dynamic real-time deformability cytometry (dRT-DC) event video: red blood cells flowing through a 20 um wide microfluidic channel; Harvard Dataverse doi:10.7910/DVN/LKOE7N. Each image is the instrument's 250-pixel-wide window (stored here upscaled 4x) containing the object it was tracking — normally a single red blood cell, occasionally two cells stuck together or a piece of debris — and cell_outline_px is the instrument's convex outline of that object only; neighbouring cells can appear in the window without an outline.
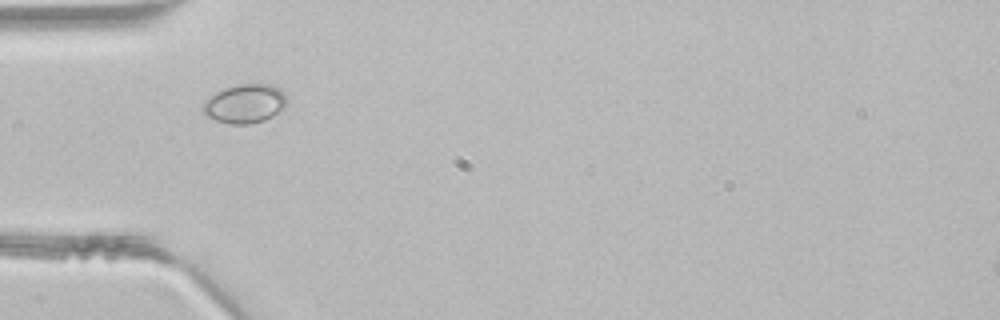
{"species": "common noctule bat (a hibernating species)", "species_latin": "Nyctalus noctula", "temperature_condition": "room temperature", "stored_images_in_passage": 33, "segment_of_instrument_passage": [1, 2], "camera_frame_rate_fps": 3000, "um_per_image_px": 0.085, "animal": {"sex": "male", "body_mass_g": 21.5, "forearm_length_mm": 52.0}, "frame": {"image": 1, "passage_image": 1, "time_ms": 0.0, "image_size_px": [1000, 320], "cell_outline_px": [[288, 104], [284, 108], [272, 116], [264, 120], [252, 124], [232, 124], [216, 120], [208, 116], [204, 112], [204, 104], [216, 92], [224, 88], [240, 84], [272, 84], [280, 88], [284, 92], [288, 100]], "centroid_in_image_um": [20.9, 8.8], "position_along_channel_um": 64.1, "area_um2": 18.9}}
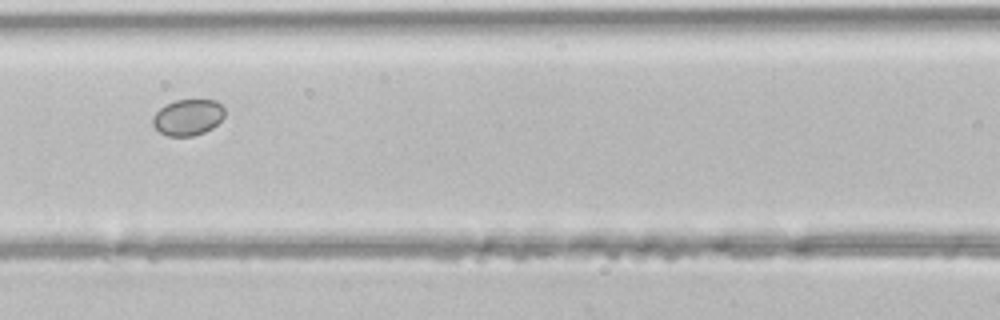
{"frame": {"image": 2, "passage_image": 7, "time_ms": 2.0, "image_size_px": [1000, 320], "cell_outline_px": [[224, 116], [212, 128], [204, 132], [192, 136], [168, 136], [160, 132], [152, 124], [152, 116], [164, 104], [176, 100], [216, 100], [224, 108]], "centroid_in_image_um": [15.95, 9.96], "position_along_channel_um": 150.7, "area_um2": 15.14}}
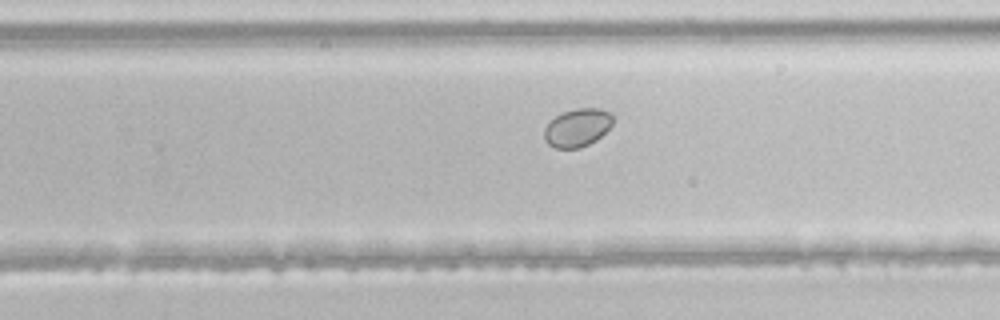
{"frame": {"image": 3, "passage_image": 16, "time_ms": 5.0, "image_size_px": [1000, 320], "cell_outline_px": [[612, 124], [596, 140], [580, 148], [556, 148], [548, 144], [544, 140], [544, 128], [556, 116], [564, 112], [576, 108], [600, 108], [612, 112]], "centroid_in_image_um": [49.08, 10.84], "position_along_channel_um": 280.7, "area_um2": 15.14}}